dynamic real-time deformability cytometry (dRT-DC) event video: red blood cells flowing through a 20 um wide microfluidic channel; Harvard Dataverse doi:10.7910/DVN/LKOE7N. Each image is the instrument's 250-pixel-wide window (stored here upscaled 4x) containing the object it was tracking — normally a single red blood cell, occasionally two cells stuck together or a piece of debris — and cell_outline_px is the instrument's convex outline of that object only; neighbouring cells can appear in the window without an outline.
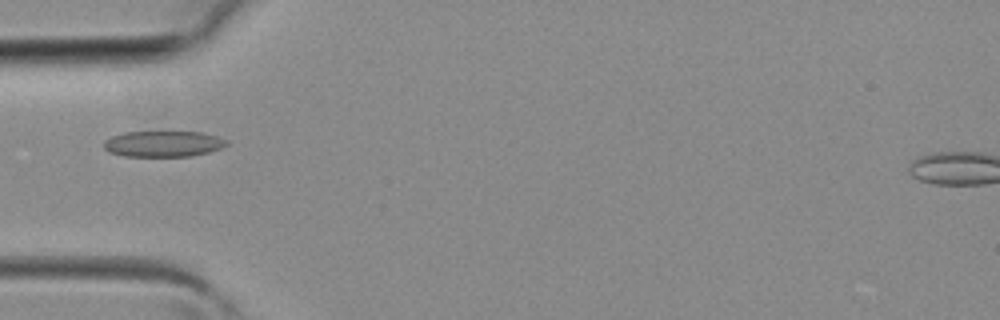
{"species": "common noctule bat (a hibernating species)", "species_latin": "Nyctalus noctula", "temperature_condition": "room temperature", "stored_images_in_passage": 27, "camera_frame_rate_fps": 3000, "um_per_image_px": 0.085, "animal": {"sex": "female", "body_mass_g": 19.3, "forearm_length_mm": 54.1}, "frame": {"image": 1, "passage_image": 7, "time_ms": 2.0, "image_size_px": [1000, 320], "cell_outline_px": [[228, 144], [220, 148], [208, 152], [192, 156], [124, 156], [108, 152], [104, 148], [104, 140], [112, 136], [124, 132], [200, 132], [216, 136], [228, 140]], "centroid_in_image_um": [13.85, 12.23], "position_along_channel_um": 71.1, "area_um2": 18.5}}
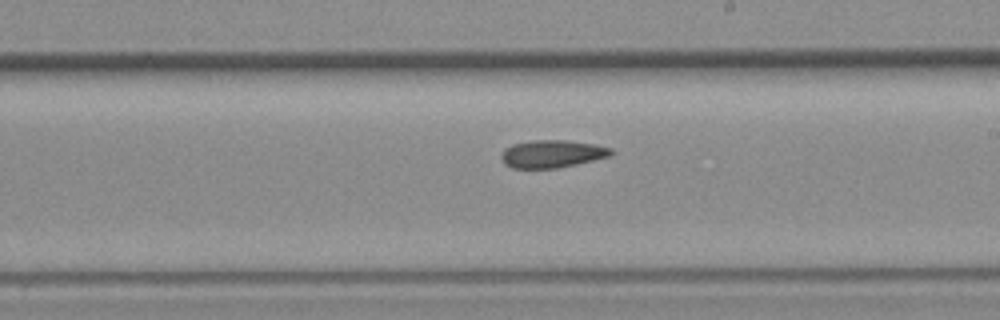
{"frame": {"image": 2, "passage_image": 17, "time_ms": 5.333, "image_size_px": [1000, 320], "cell_outline_px": [[612, 152], [608, 156], [576, 164], [556, 168], [512, 168], [504, 164], [500, 156], [504, 148], [512, 144], [532, 140], [564, 140], [592, 144], [612, 148]], "centroid_in_image_um": [46.85, 13.07], "position_along_channel_um": 242.1, "area_um2": 17.51}}
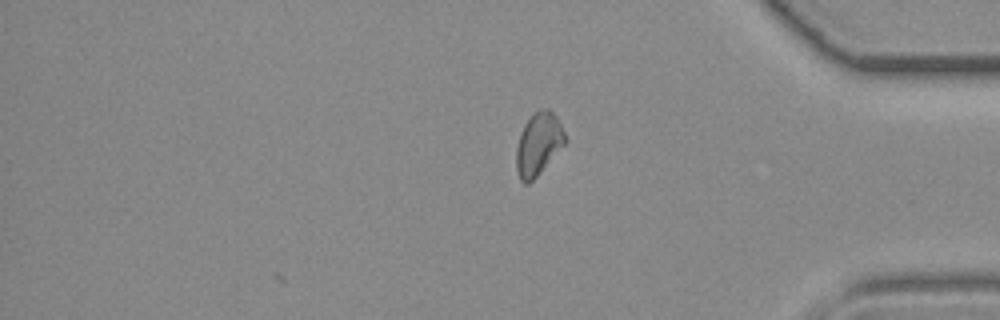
{"frame": {"image": 3, "passage_image": 27, "time_ms": 8.667, "image_size_px": [1000, 320], "cell_outline_px": [[564, 144], [540, 172], [528, 184], [524, 184], [520, 180], [516, 172], [516, 148], [520, 132], [524, 124], [540, 108], [548, 108], [556, 116], [564, 132]], "centroid_in_image_um": [45.72, 12.25], "position_along_channel_um": 389.5, "area_um2": 17.46}}